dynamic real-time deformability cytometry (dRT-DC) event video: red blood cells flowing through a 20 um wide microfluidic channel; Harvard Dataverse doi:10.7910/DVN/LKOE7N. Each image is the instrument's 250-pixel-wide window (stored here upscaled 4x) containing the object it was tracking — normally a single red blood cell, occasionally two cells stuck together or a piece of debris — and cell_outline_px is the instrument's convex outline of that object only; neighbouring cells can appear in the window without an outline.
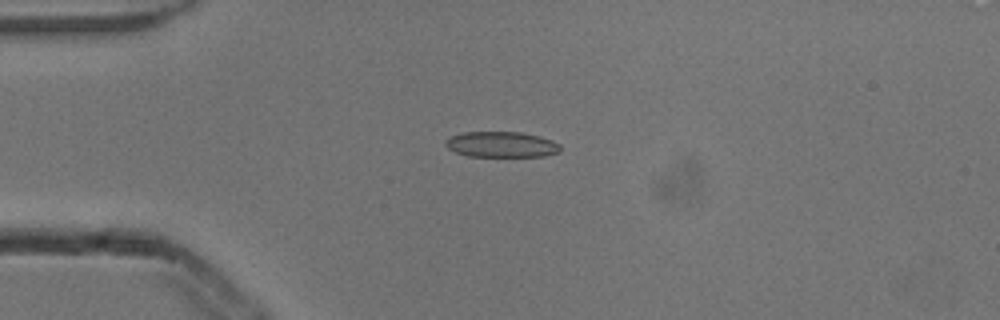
{"species": "common noctule bat (a hibernating species)", "species_latin": "Nyctalus noctula", "temperature_condition": "cold", "stored_images_in_passage": 6, "camera_frame_rate_fps": 3000, "um_per_image_px": 0.085, "animal": {"sex": "male", "body_mass_g": 13.3}, "frame": {"image": 1, "passage_image": 4, "time_ms": 1.0, "image_size_px": [1000, 320], "cell_outline_px": [[560, 152], [544, 156], [468, 156], [456, 152], [448, 148], [444, 144], [444, 140], [448, 136], [464, 132], [520, 132], [540, 136], [552, 140], [560, 144]], "centroid_in_image_um": [42.6, 12.27], "position_along_channel_um": 42.4, "area_um2": 17.28}}
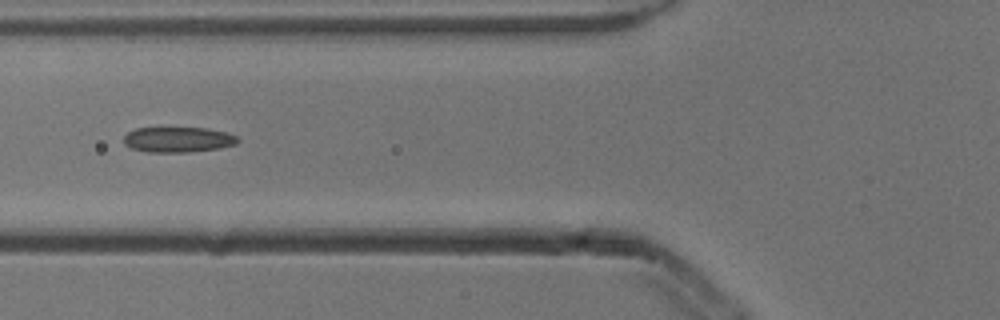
{"frame": {"image": 2, "passage_image": 6, "time_ms": 1.667, "image_size_px": [1000, 320], "cell_outline_px": [[240, 140], [236, 144], [220, 148], [188, 152], [148, 152], [132, 148], [124, 144], [124, 136], [128, 132], [136, 128], [208, 128], [224, 132], [236, 136]], "centroid_in_image_um": [15.13, 11.87], "position_along_channel_um": 110.7, "area_um2": 16.76}}